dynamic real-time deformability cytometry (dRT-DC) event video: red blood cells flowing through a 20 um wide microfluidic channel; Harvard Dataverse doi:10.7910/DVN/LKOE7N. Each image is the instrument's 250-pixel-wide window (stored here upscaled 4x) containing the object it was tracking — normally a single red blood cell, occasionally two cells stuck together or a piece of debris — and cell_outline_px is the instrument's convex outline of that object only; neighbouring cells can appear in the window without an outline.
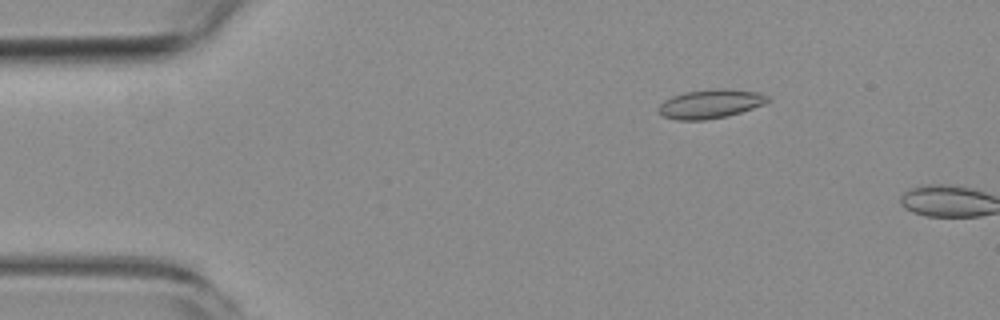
{"species": "common noctule bat (a hibernating species)", "species_latin": "Nyctalus noctula", "temperature_condition": "room temperature", "stored_images_in_passage": 2, "camera_frame_rate_fps": 3000, "um_per_image_px": 0.085, "animal": {"sex": "female", "body_mass_g": 19.3, "forearm_length_mm": 54.1}, "frame": {"image": 1, "passage_image": 1, "time_ms": 0.0, "image_size_px": [1000, 320], "cell_outline_px": [[772, 100], [764, 104], [728, 116], [704, 120], [676, 120], [664, 116], [656, 108], [664, 100], [672, 96], [684, 92], [712, 88], [724, 88], [756, 92], [768, 96]], "centroid_in_image_um": [60.37, 8.82], "position_along_channel_um": 24.6, "area_um2": 18.5}}